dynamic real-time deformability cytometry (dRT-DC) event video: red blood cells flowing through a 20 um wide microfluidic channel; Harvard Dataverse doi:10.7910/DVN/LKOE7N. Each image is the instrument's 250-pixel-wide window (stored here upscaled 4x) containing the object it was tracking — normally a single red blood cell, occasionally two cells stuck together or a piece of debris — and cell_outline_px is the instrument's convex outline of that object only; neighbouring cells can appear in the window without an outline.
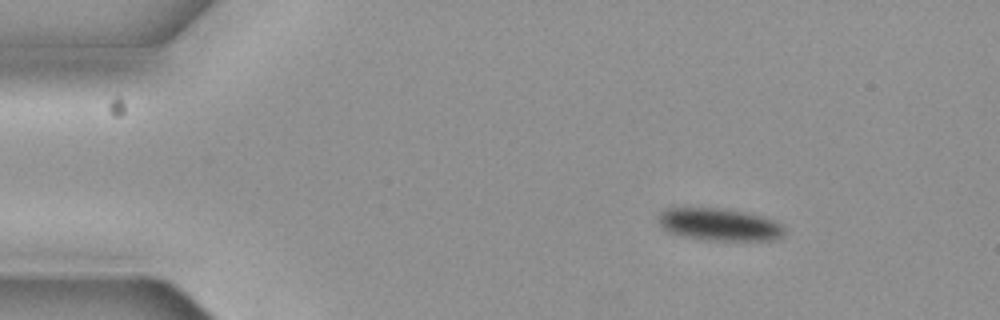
{"species": "common noctule bat (a hibernating species)", "species_latin": "Nyctalus noctula", "temperature_condition": "cold", "stored_images_in_passage": 3, "camera_frame_rate_fps": 3000, "um_per_image_px": 0.085, "animal": {"sex": "female", "body_mass_g": 19.3, "forearm_length_mm": 54.1}, "frame": {"image": 1, "passage_image": 1, "time_ms": 0.0, "image_size_px": [1000, 320], "cell_outline_px": [[784, 232], [780, 236], [772, 240], [704, 240], [684, 236], [668, 232], [660, 224], [660, 212], [664, 208], [724, 208], [764, 216], [780, 224], [784, 228]], "centroid_in_image_um": [61.13, 19.07], "position_along_channel_um": 23.9, "area_um2": 23.58}}